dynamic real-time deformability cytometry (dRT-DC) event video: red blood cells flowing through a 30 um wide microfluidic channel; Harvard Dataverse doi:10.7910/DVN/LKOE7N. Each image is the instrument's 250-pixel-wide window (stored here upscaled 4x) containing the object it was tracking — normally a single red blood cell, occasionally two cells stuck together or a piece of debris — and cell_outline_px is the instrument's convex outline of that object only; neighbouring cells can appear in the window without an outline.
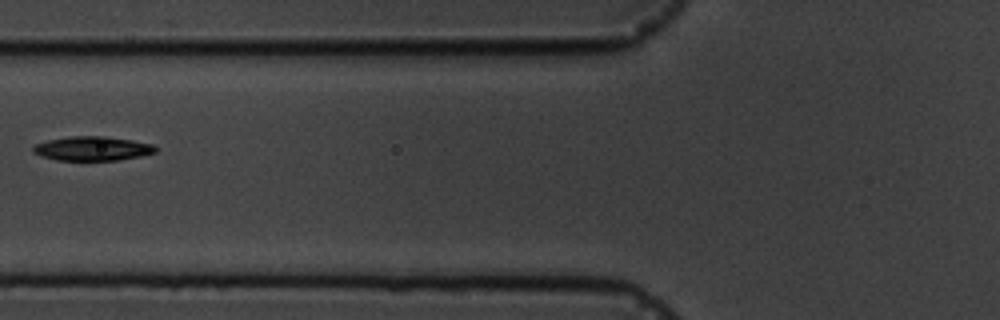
{"species": "common noctule bat (a hibernating species)", "species_latin": "Nyctalus noctula", "temperature_condition": "cold", "stored_images_in_passage": 7, "camera_frame_rate_fps": 3000, "um_per_image_px": 0.085, "animal": {"sex": "male", "body_mass_g": 19.5, "forearm_length_mm": 54.6}, "frame": {"image": 1, "passage_image": 7, "time_ms": 6.667, "image_size_px": [1000, 320], "cell_outline_px": [[156, 152], [140, 156], [116, 160], [56, 160], [40, 156], [32, 152], [32, 148], [36, 144], [48, 140], [68, 136], [104, 136], [132, 140], [152, 144], [156, 148]], "centroid_in_image_um": [7.82, 12.62], "position_along_channel_um": 118.0, "area_um2": 17.22}}